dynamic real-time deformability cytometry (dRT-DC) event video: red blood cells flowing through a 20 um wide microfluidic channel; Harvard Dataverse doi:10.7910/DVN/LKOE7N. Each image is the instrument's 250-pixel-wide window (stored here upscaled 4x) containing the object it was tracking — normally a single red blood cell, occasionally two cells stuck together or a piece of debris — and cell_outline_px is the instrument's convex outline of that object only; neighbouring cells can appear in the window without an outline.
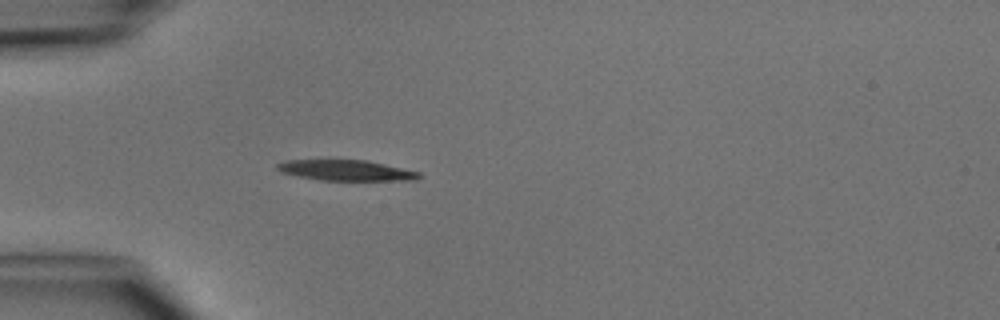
{"species": "common noctule bat (a hibernating species)", "species_latin": "Nyctalus noctula", "temperature_condition": "cold", "stored_images_in_passage": 3, "camera_frame_rate_fps": 3000, "um_per_image_px": 0.085, "animal": {"sex": "male", "body_mass_g": 15.6}, "frame": {"image": 1, "passage_image": 3, "time_ms": 3.0, "image_size_px": [1000, 320], "cell_outline_px": [[424, 176], [416, 180], [320, 180], [280, 172], [276, 168], [276, 164], [284, 160], [368, 160], [420, 172]], "centroid_in_image_um": [29.44, 14.47], "position_along_channel_um": 55.6, "area_um2": 17.05}}